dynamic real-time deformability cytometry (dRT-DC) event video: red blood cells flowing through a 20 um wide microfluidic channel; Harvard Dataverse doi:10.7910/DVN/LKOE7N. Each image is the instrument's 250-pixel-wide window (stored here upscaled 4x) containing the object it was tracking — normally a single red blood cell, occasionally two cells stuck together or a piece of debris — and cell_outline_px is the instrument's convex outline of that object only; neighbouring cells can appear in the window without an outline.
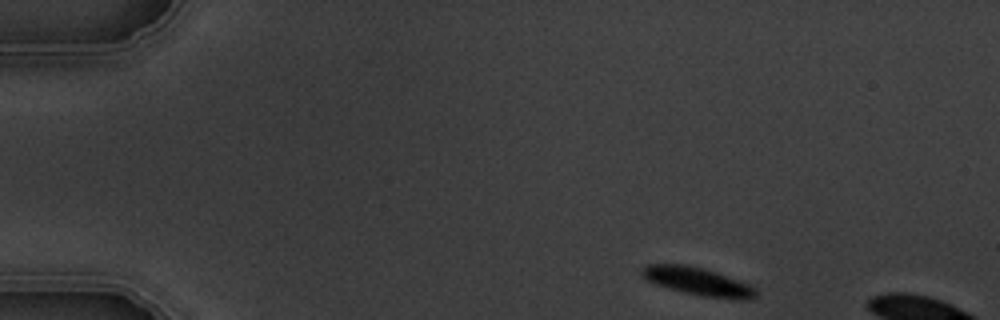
{"species": "common noctule bat (a hibernating species)", "species_latin": "Nyctalus noctula", "temperature_condition": "warm", "stored_images_in_passage": 2, "camera_frame_rate_fps": 3000, "um_per_image_px": 0.085, "animal": {"sex": "male", "body_mass_g": 19.5, "forearm_length_mm": 54.6}, "frame": {"image": 1, "passage_image": 1, "time_ms": 0.0, "image_size_px": [1000, 320], "cell_outline_px": [[756, 296], [748, 300], [736, 300], [704, 296], [684, 292], [668, 288], [656, 284], [640, 276], [640, 272], [648, 264], [684, 264], [716, 272], [748, 284], [756, 288]], "centroid_in_image_um": [59.32, 23.93], "position_along_channel_um": 25.7, "area_um2": 18.38}}